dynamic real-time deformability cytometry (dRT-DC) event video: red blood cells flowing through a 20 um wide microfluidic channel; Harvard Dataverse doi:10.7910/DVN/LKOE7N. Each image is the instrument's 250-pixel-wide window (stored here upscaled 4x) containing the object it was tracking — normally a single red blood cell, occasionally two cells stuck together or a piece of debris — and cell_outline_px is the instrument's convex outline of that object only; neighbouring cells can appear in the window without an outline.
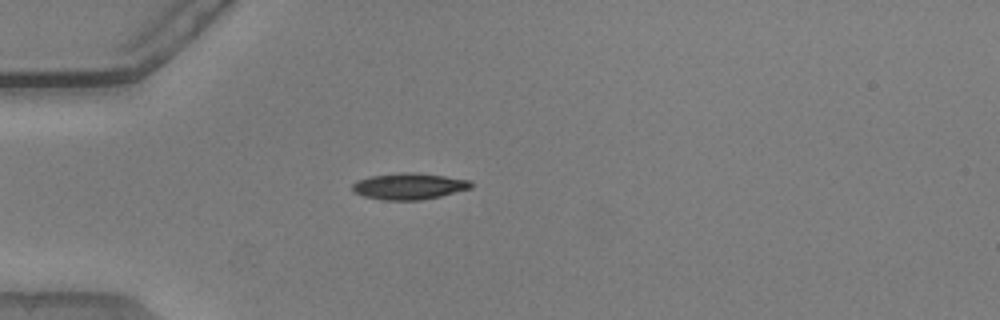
{"species": "common noctule bat (a hibernating species)", "species_latin": "Nyctalus noctula", "temperature_condition": "warm", "stored_images_in_passage": 5, "camera_frame_rate_fps": 3000, "um_per_image_px": 0.085, "animal": {"sex": "male", "body_mass_g": 20.5, "forearm_length_mm": 52.5}, "frame": {"image": 1, "passage_image": 1, "time_ms": 0.0, "image_size_px": [1000, 320], "cell_outline_px": [[472, 188], [440, 196], [420, 200], [384, 200], [364, 196], [352, 192], [352, 184], [356, 180], [368, 176], [400, 172], [412, 172], [444, 176], [468, 180], [472, 184]], "centroid_in_image_um": [34.71, 15.82], "position_along_channel_um": 50.3, "area_um2": 18.26}}